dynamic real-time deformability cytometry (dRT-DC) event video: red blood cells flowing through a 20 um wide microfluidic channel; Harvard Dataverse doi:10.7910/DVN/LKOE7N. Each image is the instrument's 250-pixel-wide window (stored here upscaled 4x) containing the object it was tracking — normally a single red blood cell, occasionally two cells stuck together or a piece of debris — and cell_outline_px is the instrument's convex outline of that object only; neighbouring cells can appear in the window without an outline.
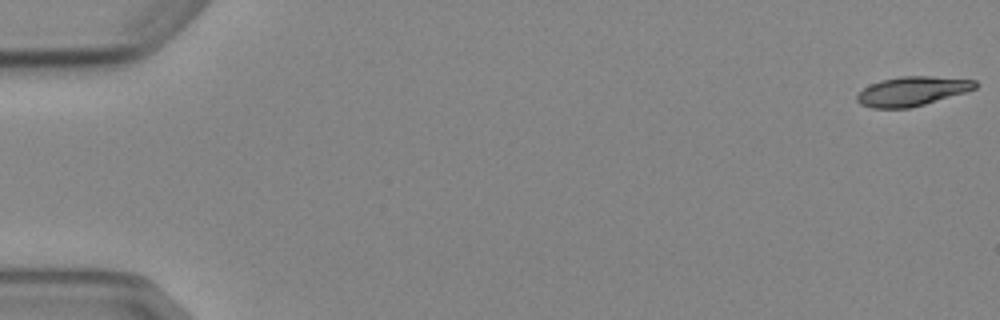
{"species": "Egyptian fruit bat (a non-hibernating species)", "species_latin": "Rousettus aegyptiacus", "temperature_condition": "cold", "stored_images_in_passage": 8, "camera_frame_rate_fps": 3000, "um_per_image_px": 0.085, "animal": {"sex": "female"}, "frame": {"image": 1, "passage_image": 1, "time_ms": 0.0, "image_size_px": [1000, 320], "cell_outline_px": [[980, 84], [976, 88], [968, 92], [924, 104], [908, 108], [872, 108], [860, 104], [856, 100], [856, 96], [864, 88], [880, 80], [900, 76], [932, 76], [976, 80]], "centroid_in_image_um": [77.57, 7.75], "position_along_channel_um": 7.4, "area_um2": 20.29}}
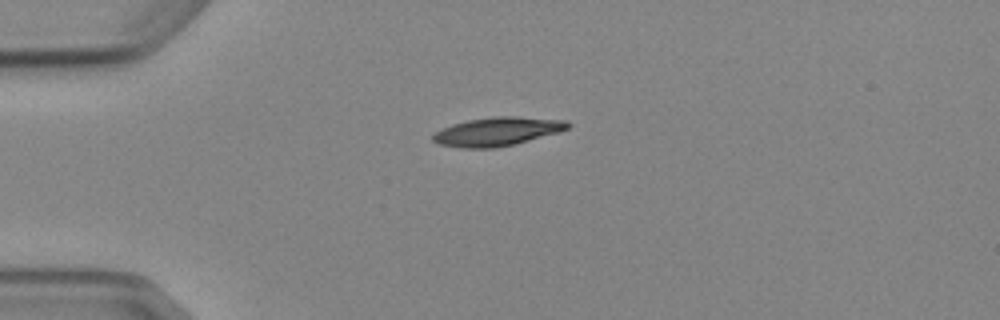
{"frame": {"image": 2, "passage_image": 4, "time_ms": 4.333, "image_size_px": [1000, 320], "cell_outline_px": [[572, 124], [568, 128], [560, 132], [496, 148], [460, 148], [440, 144], [432, 140], [432, 136], [436, 132], [452, 124], [468, 120], [492, 116], [516, 116], [568, 120]], "centroid_in_image_um": [42.3, 11.17], "position_along_channel_um": 42.7, "area_um2": 22.48}}
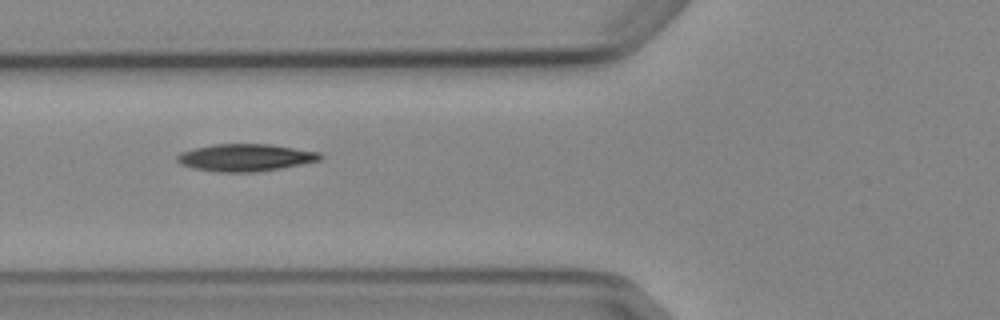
{"frame": {"image": 3, "passage_image": 6, "time_ms": 6.667, "image_size_px": [1000, 320], "cell_outline_px": [[324, 156], [320, 160], [280, 168], [256, 172], [220, 172], [192, 168], [180, 164], [176, 160], [176, 156], [180, 152], [196, 148], [216, 144], [272, 144], [320, 152]], "centroid_in_image_um": [20.86, 13.39], "position_along_channel_um": 104.9, "area_um2": 22.72}}